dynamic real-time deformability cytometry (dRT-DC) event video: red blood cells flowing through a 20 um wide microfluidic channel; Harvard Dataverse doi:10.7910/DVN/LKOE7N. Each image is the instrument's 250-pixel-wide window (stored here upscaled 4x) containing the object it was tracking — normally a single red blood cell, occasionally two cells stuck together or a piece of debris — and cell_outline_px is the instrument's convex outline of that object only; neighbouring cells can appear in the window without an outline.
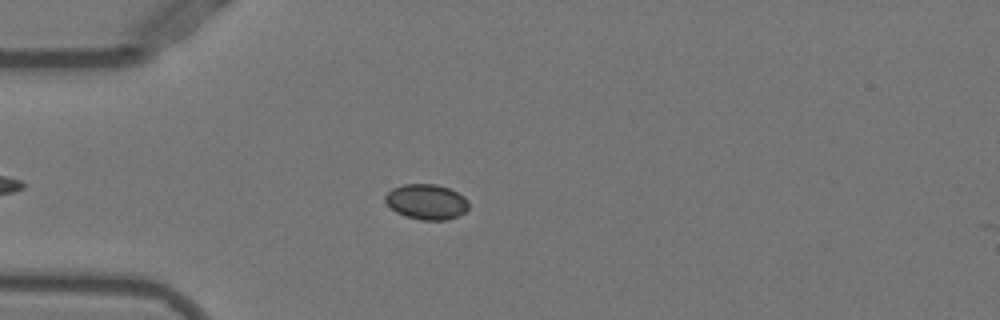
{"species": "Egyptian fruit bat (a non-hibernating species)", "species_latin": "Rousettus aegyptiacus", "temperature_condition": "warm", "stored_images_in_passage": 48, "camera_frame_rate_fps": 3000, "um_per_image_px": 0.085, "animal": {"sex": "female"}, "frame": {"image": 1, "passage_image": 10, "time_ms": 3.0, "image_size_px": [1000, 320], "cell_outline_px": [[468, 208], [464, 212], [448, 220], [420, 220], [404, 216], [396, 212], [384, 200], [384, 196], [392, 188], [404, 184], [436, 184], [448, 188], [464, 196], [468, 200]], "centroid_in_image_um": [36.24, 17.15], "position_along_channel_um": 48.8, "area_um2": 17.17}}
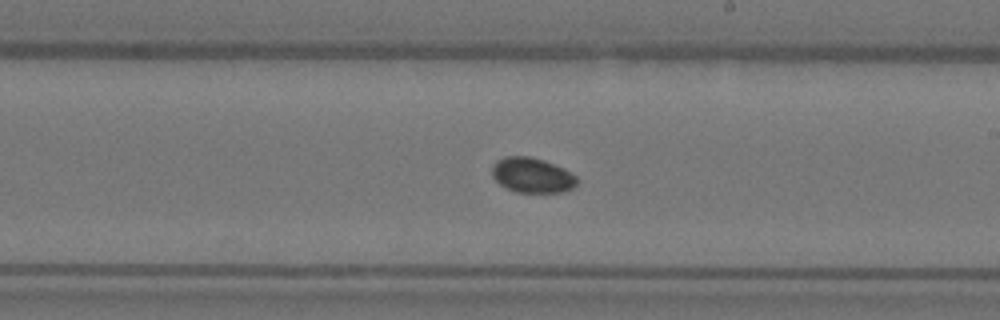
{"frame": {"image": 2, "passage_image": 26, "time_ms": 8.333, "image_size_px": [1000, 320], "cell_outline_px": [[576, 184], [572, 188], [564, 192], [516, 192], [500, 184], [492, 176], [492, 164], [496, 160], [504, 156], [528, 156], [544, 160], [564, 168], [576, 176]], "centroid_in_image_um": [45.21, 14.88], "position_along_channel_um": 243.8, "area_um2": 17.34}}
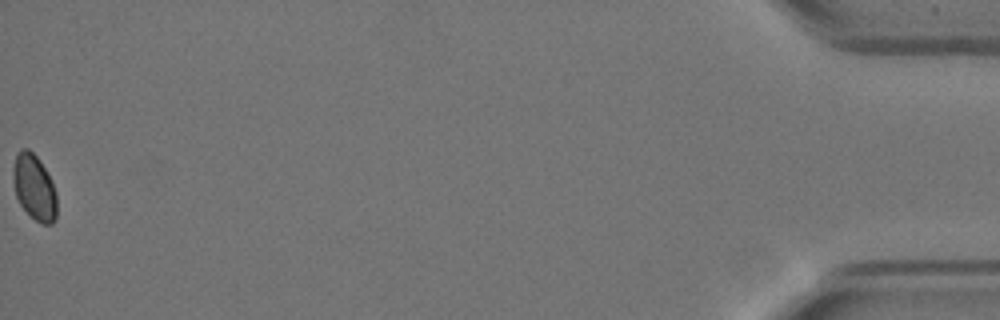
{"frame": {"image": 3, "passage_image": 48, "time_ms": 15.667, "image_size_px": [1000, 320], "cell_outline_px": [[56, 220], [52, 224], [40, 224], [20, 204], [16, 196], [12, 176], [12, 168], [16, 152], [20, 148], [28, 148], [40, 160], [56, 192]], "centroid_in_image_um": [2.89, 15.9], "position_along_channel_um": 432.3, "area_um2": 16.7}}